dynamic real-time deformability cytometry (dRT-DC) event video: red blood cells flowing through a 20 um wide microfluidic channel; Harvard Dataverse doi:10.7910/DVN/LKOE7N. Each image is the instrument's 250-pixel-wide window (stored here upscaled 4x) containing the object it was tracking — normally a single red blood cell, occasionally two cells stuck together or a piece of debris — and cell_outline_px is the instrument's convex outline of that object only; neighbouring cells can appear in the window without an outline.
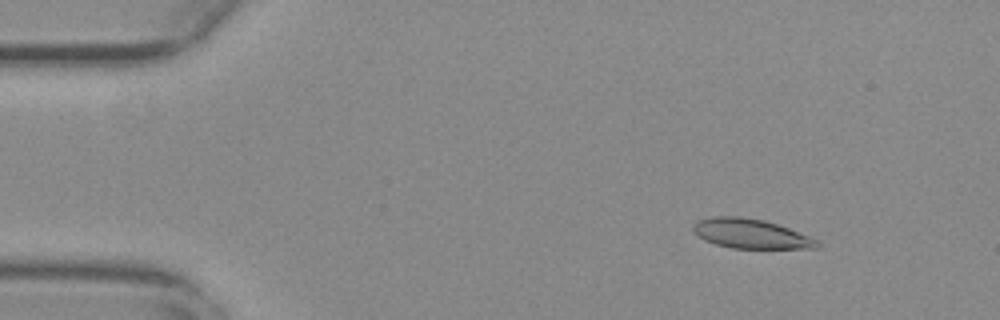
{"species": "common noctule bat (a hibernating species)", "species_latin": "Nyctalus noctula", "temperature_condition": "warm", "stored_images_in_passage": 54, "camera_frame_rate_fps": 3000, "um_per_image_px": 0.085, "animal": {"sex": "female", "body_mass_g": 29.2, "forearm_length_mm": 56.3}, "frame": {"image": 1, "passage_image": 6, "time_ms": 1.667, "image_size_px": [1000, 320], "cell_outline_px": [[820, 244], [816, 248], [732, 248], [716, 244], [704, 240], [692, 232], [692, 224], [696, 220], [712, 216], [740, 216], [764, 220], [788, 228], [820, 240]], "centroid_in_image_um": [63.77, 19.85], "position_along_channel_um": 21.2, "area_um2": 21.44}}
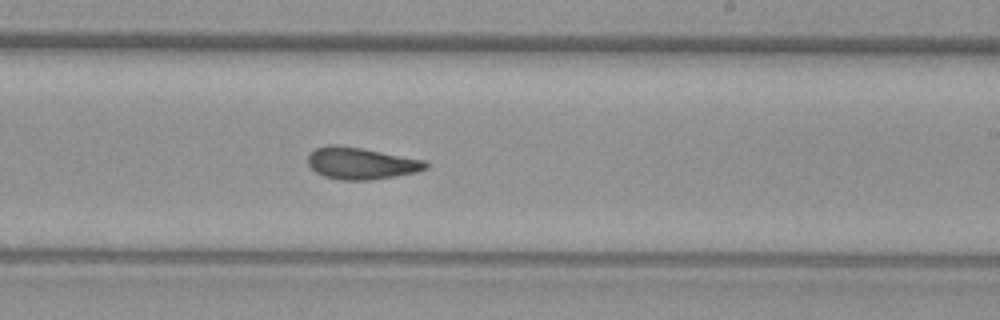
{"frame": {"image": 2, "passage_image": 32, "time_ms": 10.333, "image_size_px": [1000, 320], "cell_outline_px": [[428, 168], [416, 172], [396, 176], [372, 180], [340, 180], [324, 176], [316, 172], [308, 164], [308, 152], [316, 148], [328, 144], [336, 144], [360, 148], [424, 160], [428, 164]], "centroid_in_image_um": [30.66, 13.88], "position_along_channel_um": 258.3, "area_um2": 21.85}}
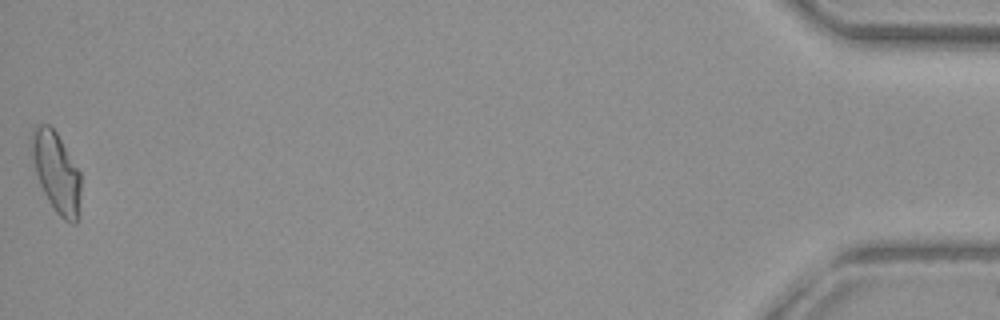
{"frame": {"image": 3, "passage_image": 54, "time_ms": 17.667, "image_size_px": [1000, 320], "cell_outline_px": [[80, 216], [76, 224], [72, 224], [64, 220], [56, 212], [48, 200], [40, 184], [36, 172], [32, 156], [32, 128], [36, 124], [48, 124], [56, 132], [80, 172]], "centroid_in_image_um": [4.81, 14.68], "position_along_channel_um": 430.4, "area_um2": 22.89}, "authors_computed_cell_mechanics": {"area_um2": 21.8195, "velocity_mm_per_s": 3.7464, "shape_relaxation_time_tau1_ms": null, "shape_relaxation_time_tau2_ms": 2.9078, "deformation_change_tau1": null, "deformation_change_tau2": 0.0946}}